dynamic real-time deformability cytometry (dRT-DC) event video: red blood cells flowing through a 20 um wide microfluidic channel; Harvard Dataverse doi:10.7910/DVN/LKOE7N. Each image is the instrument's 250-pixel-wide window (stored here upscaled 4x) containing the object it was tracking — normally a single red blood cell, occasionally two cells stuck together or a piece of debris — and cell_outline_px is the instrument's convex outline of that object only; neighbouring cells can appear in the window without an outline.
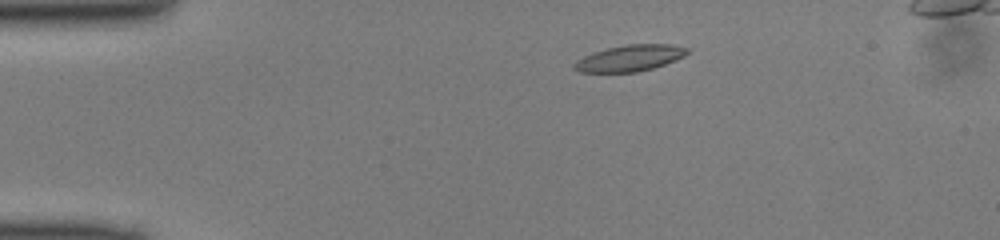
{"species": "common noctule bat (a hibernating species)", "species_latin": "Nyctalus noctula", "temperature_condition": "cold", "stored_images_in_passage": 45, "camera_frame_rate_fps": 3000, "um_per_image_px": 0.085, "animal": {"sex": "male", "body_mass_g": 13.0, "forearm_length_mm": 53.1}, "frame": {"image": 1, "passage_image": 6, "time_ms": 1.667, "image_size_px": [1000, 240], "cell_outline_px": [[688, 52], [684, 56], [676, 60], [652, 68], [636, 72], [580, 72], [572, 68], [572, 64], [576, 60], [584, 56], [608, 48], [628, 44], [672, 44], [688, 48]], "centroid_in_image_um": [53.52, 4.94], "position_along_channel_um": 31.5, "area_um2": 17.17}}
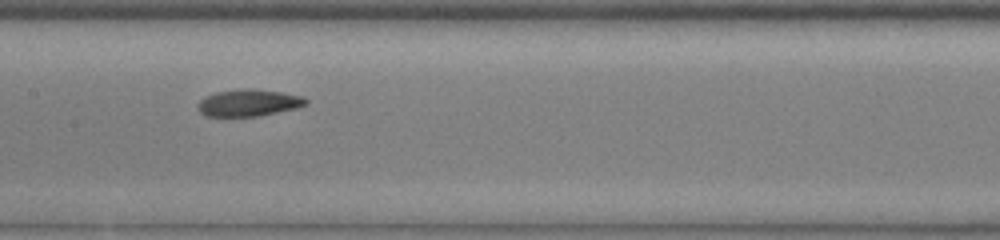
{"frame": {"image": 2, "passage_image": 21, "time_ms": 6.667, "image_size_px": [1000, 240], "cell_outline_px": [[308, 104], [296, 108], [260, 116], [204, 116], [196, 108], [196, 104], [204, 96], [216, 92], [248, 88], [252, 88], [280, 92], [304, 96], [308, 100]], "centroid_in_image_um": [21.12, 8.74], "position_along_channel_um": 186.3, "area_um2": 17.11}}
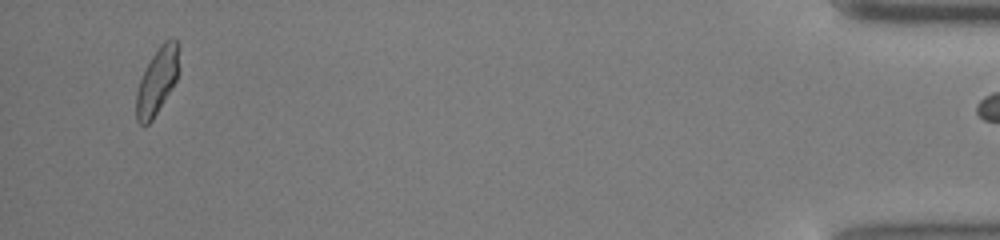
{"frame": {"image": 3, "passage_image": 44, "time_ms": 14.333, "image_size_px": [1000, 240], "cell_outline_px": [[180, 44], [176, 80], [172, 88], [152, 120], [148, 124], [140, 124], [136, 120], [136, 92], [140, 80], [152, 56], [160, 44], [164, 40], [172, 36]], "centroid_in_image_um": [13.37, 6.84], "position_along_channel_um": 421.8, "area_um2": 16.47}}